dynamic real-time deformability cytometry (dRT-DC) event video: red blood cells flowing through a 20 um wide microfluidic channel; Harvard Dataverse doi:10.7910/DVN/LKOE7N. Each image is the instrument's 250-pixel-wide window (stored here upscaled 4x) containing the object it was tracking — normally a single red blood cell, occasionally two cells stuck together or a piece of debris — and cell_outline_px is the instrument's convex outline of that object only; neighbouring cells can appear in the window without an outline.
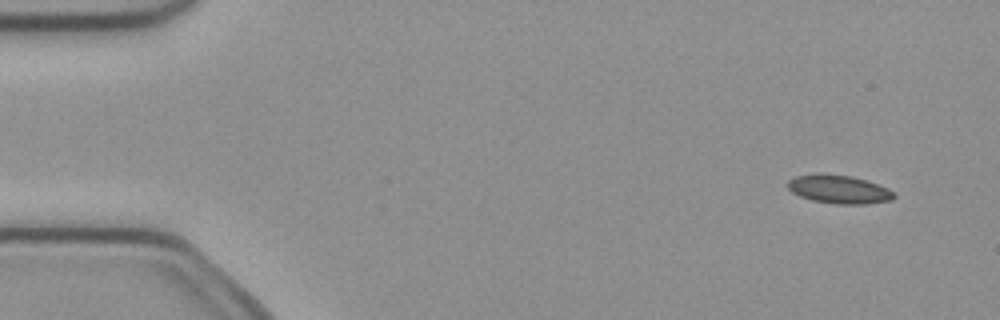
{"species": "common noctule bat (a hibernating species)", "species_latin": "Nyctalus noctula", "temperature_condition": "cold", "stored_images_in_passage": 5, "camera_frame_rate_fps": 3000, "um_per_image_px": 0.085, "animal": {"sex": "female", "body_mass_g": 21.9}, "frame": {"image": 1, "passage_image": 1, "time_ms": 0.0, "image_size_px": [1000, 320], "cell_outline_px": [[896, 196], [892, 200], [864, 204], [836, 204], [812, 200], [800, 196], [792, 192], [788, 188], [788, 180], [796, 176], [820, 172], [852, 176], [868, 180], [888, 188], [896, 192]], "centroid_in_image_um": [71.33, 16.07], "position_along_channel_um": 13.7, "area_um2": 17.92}}
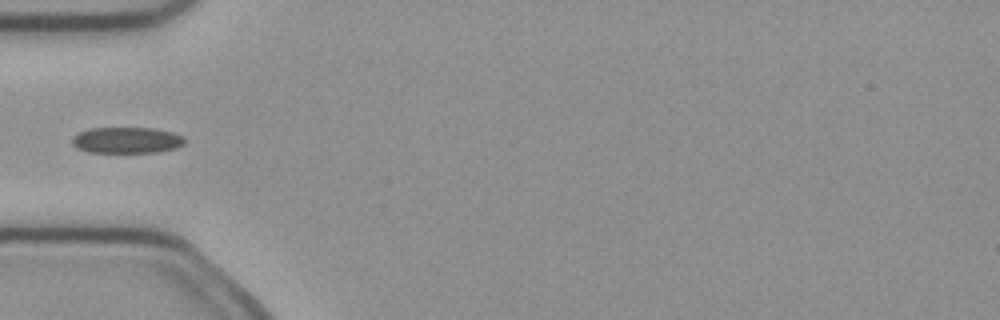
{"frame": {"image": 2, "passage_image": 4, "time_ms": 1.0, "image_size_px": [1000, 320], "cell_outline_px": [[184, 144], [176, 148], [156, 152], [88, 152], [76, 148], [72, 144], [72, 136], [88, 128], [156, 128], [172, 132], [184, 136]], "centroid_in_image_um": [10.76, 11.91], "position_along_channel_um": 74.2, "area_um2": 17.22}}